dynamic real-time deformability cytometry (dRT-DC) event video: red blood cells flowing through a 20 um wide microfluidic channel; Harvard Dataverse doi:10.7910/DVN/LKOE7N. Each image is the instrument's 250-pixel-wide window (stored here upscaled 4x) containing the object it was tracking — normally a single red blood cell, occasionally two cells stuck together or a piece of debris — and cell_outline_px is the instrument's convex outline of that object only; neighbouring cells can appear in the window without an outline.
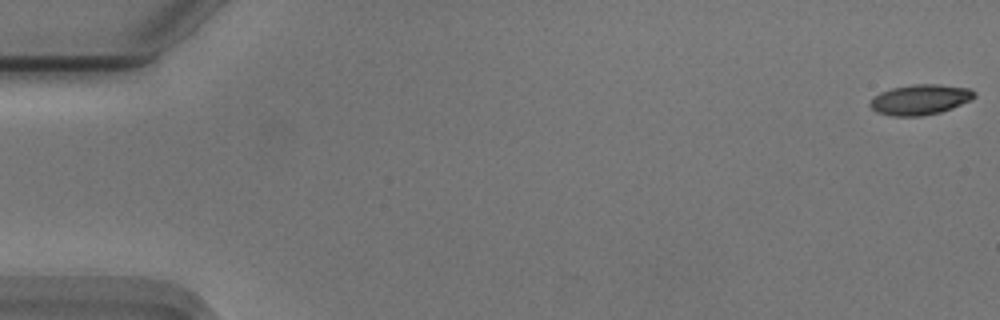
{"species": "Egyptian fruit bat (a non-hibernating species)", "species_latin": "Rousettus aegyptiacus", "temperature_condition": "cold", "stored_images_in_passage": 18, "camera_frame_rate_fps": 3000, "um_per_image_px": 0.085, "animal": {"sex": "male"}, "frame": {"image": 1, "passage_image": 1, "time_ms": 0.0, "image_size_px": [1000, 320], "cell_outline_px": [[976, 96], [972, 100], [952, 108], [940, 112], [920, 116], [892, 116], [876, 112], [868, 104], [872, 96], [880, 92], [892, 88], [912, 84], [936, 84], [968, 88], [976, 92]], "centroid_in_image_um": [78.19, 8.46], "position_along_channel_um": 6.8, "area_um2": 18.55}}
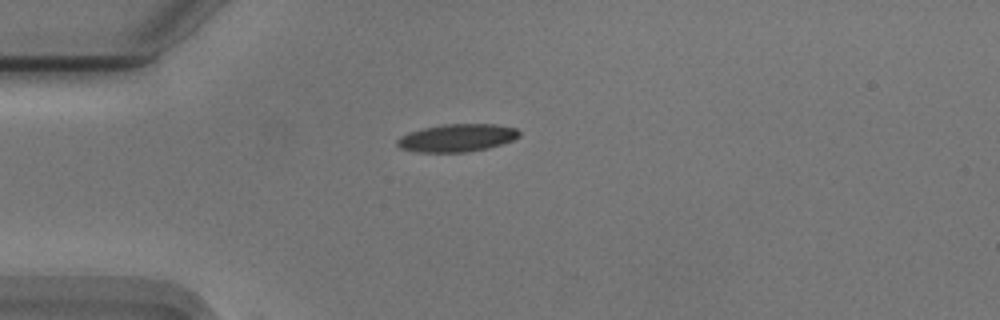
{"frame": {"image": 2, "passage_image": 15, "time_ms": 4.667, "image_size_px": [1000, 320], "cell_outline_px": [[520, 136], [512, 140], [488, 148], [468, 152], [416, 152], [400, 148], [396, 144], [396, 140], [400, 136], [408, 132], [424, 128], [448, 124], [496, 124], [516, 128], [520, 132]], "centroid_in_image_um": [38.83, 11.72], "position_along_channel_um": 46.2, "area_um2": 19.71}}